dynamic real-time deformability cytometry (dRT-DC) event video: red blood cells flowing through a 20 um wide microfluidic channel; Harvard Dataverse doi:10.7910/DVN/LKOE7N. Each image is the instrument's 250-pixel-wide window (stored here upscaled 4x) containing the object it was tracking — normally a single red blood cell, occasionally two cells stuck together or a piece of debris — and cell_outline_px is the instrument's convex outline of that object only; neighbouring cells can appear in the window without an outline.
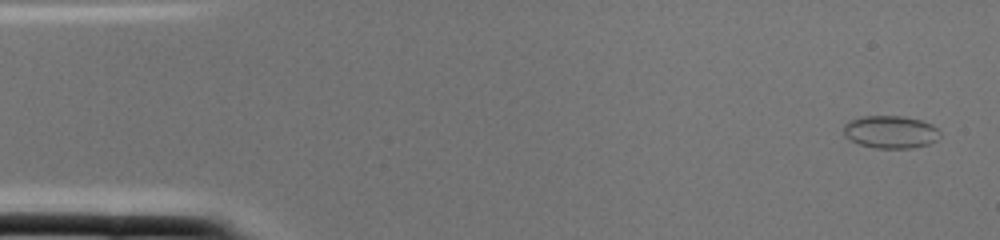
{"species": "common noctule bat (a hibernating species)", "species_latin": "Nyctalus noctula", "temperature_condition": "cold", "stored_images_in_passage": 2, "camera_frame_rate_fps": 3000, "um_per_image_px": 0.085, "animal": {"sex": "female", "body_mass_g": 22.0, "forearm_length_mm": 56.7}, "frame": {"image": 1, "passage_image": 1, "time_ms": 0.0, "image_size_px": [1000, 240], "cell_outline_px": [[940, 136], [936, 140], [928, 144], [912, 148], [876, 148], [860, 144], [844, 136], [844, 124], [848, 120], [864, 116], [900, 116], [920, 120], [932, 124], [940, 132]], "centroid_in_image_um": [75.69, 11.21], "position_along_channel_um": 9.3, "area_um2": 18.26}}
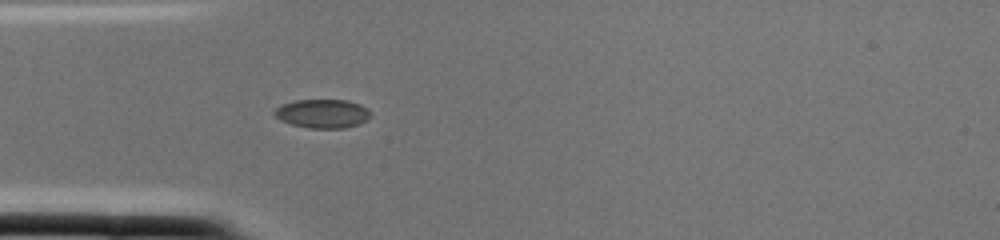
{"frame": {"image": 2, "passage_image": 2, "time_ms": 0.333, "image_size_px": [1000, 240], "cell_outline_px": [[372, 112], [368, 120], [360, 124], [344, 128], [308, 128], [292, 124], [280, 120], [272, 112], [280, 104], [296, 100], [348, 100], [360, 104], [368, 108]], "centroid_in_image_um": [27.44, 9.65], "position_along_channel_um": 57.6, "area_um2": 16.36}}